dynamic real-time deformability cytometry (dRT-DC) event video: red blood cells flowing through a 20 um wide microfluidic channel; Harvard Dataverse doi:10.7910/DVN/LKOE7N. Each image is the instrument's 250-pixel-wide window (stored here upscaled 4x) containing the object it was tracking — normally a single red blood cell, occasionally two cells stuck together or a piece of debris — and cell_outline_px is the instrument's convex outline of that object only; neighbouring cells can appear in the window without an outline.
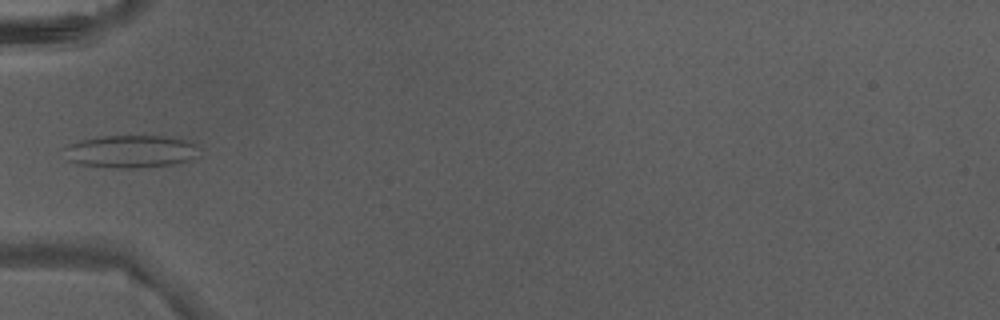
{"species": "Egyptian fruit bat (a non-hibernating species)", "species_latin": "Rousettus aegyptiacus", "temperature_condition": "warm", "stored_images_in_passage": 4, "camera_frame_rate_fps": 3000, "um_per_image_px": 0.085, "animal": {"sex": "male"}, "frame": {"image": 1, "passage_image": 4, "time_ms": 1.0, "image_size_px": [1000, 320], "cell_outline_px": [[200, 156], [192, 160], [172, 164], [132, 168], [116, 168], [80, 164], [68, 160], [60, 148], [68, 144], [80, 140], [104, 136], [172, 136], [196, 144]], "centroid_in_image_um": [11.1, 12.87], "position_along_channel_um": 73.9, "area_um2": 25.95}}